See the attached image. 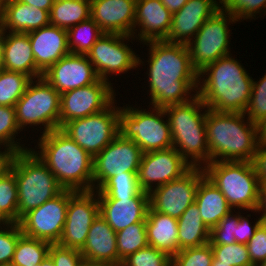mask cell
<instances>
[{"label": "cell", "mask_w": 266, "mask_h": 266, "mask_svg": "<svg viewBox=\"0 0 266 266\" xmlns=\"http://www.w3.org/2000/svg\"><path fill=\"white\" fill-rule=\"evenodd\" d=\"M144 44L149 46L150 55L147 61L150 104L164 108L194 98L197 95L198 73L192 67L187 45L165 40ZM192 91L195 93L191 94Z\"/></svg>", "instance_id": "6da1fadb"}, {"label": "cell", "mask_w": 266, "mask_h": 266, "mask_svg": "<svg viewBox=\"0 0 266 266\" xmlns=\"http://www.w3.org/2000/svg\"><path fill=\"white\" fill-rule=\"evenodd\" d=\"M252 83L253 78L243 65L227 55L198 73L196 94L210 110L244 113L250 101Z\"/></svg>", "instance_id": "7a4b0ae2"}, {"label": "cell", "mask_w": 266, "mask_h": 266, "mask_svg": "<svg viewBox=\"0 0 266 266\" xmlns=\"http://www.w3.org/2000/svg\"><path fill=\"white\" fill-rule=\"evenodd\" d=\"M37 145L33 151L64 189L93 190L94 158L60 128L42 134Z\"/></svg>", "instance_id": "3957f363"}, {"label": "cell", "mask_w": 266, "mask_h": 266, "mask_svg": "<svg viewBox=\"0 0 266 266\" xmlns=\"http://www.w3.org/2000/svg\"><path fill=\"white\" fill-rule=\"evenodd\" d=\"M244 113L207 109L206 135L210 162L250 161L257 150L258 127Z\"/></svg>", "instance_id": "277c9868"}, {"label": "cell", "mask_w": 266, "mask_h": 266, "mask_svg": "<svg viewBox=\"0 0 266 266\" xmlns=\"http://www.w3.org/2000/svg\"><path fill=\"white\" fill-rule=\"evenodd\" d=\"M207 109L198 95L189 102L164 107L173 147L192 167H205L210 163L205 121Z\"/></svg>", "instance_id": "5b68a950"}, {"label": "cell", "mask_w": 266, "mask_h": 266, "mask_svg": "<svg viewBox=\"0 0 266 266\" xmlns=\"http://www.w3.org/2000/svg\"><path fill=\"white\" fill-rule=\"evenodd\" d=\"M9 169L15 174L17 182L18 222L24 214L40 207L64 190L31 148L14 153Z\"/></svg>", "instance_id": "8992f818"}, {"label": "cell", "mask_w": 266, "mask_h": 266, "mask_svg": "<svg viewBox=\"0 0 266 266\" xmlns=\"http://www.w3.org/2000/svg\"><path fill=\"white\" fill-rule=\"evenodd\" d=\"M203 169L205 176L223 193L232 209L256 210L260 183L252 162L215 161Z\"/></svg>", "instance_id": "52a82bcc"}, {"label": "cell", "mask_w": 266, "mask_h": 266, "mask_svg": "<svg viewBox=\"0 0 266 266\" xmlns=\"http://www.w3.org/2000/svg\"><path fill=\"white\" fill-rule=\"evenodd\" d=\"M152 110L131 106L120 107L119 131L126 139H132L143 153L165 150L173 147L172 134L164 108Z\"/></svg>", "instance_id": "ba28073f"}, {"label": "cell", "mask_w": 266, "mask_h": 266, "mask_svg": "<svg viewBox=\"0 0 266 266\" xmlns=\"http://www.w3.org/2000/svg\"><path fill=\"white\" fill-rule=\"evenodd\" d=\"M15 110L17 124L22 130L27 125L41 127L42 124L41 133L46 134L60 128V93L44 77L31 80L16 102Z\"/></svg>", "instance_id": "9c48e42d"}, {"label": "cell", "mask_w": 266, "mask_h": 266, "mask_svg": "<svg viewBox=\"0 0 266 266\" xmlns=\"http://www.w3.org/2000/svg\"><path fill=\"white\" fill-rule=\"evenodd\" d=\"M228 22V23H227ZM238 22L220 8L209 17L187 44L194 70L199 73L219 58L230 55V23Z\"/></svg>", "instance_id": "30bf717a"}, {"label": "cell", "mask_w": 266, "mask_h": 266, "mask_svg": "<svg viewBox=\"0 0 266 266\" xmlns=\"http://www.w3.org/2000/svg\"><path fill=\"white\" fill-rule=\"evenodd\" d=\"M115 102L101 112L71 120L60 129L94 158L120 134V107Z\"/></svg>", "instance_id": "8fae6325"}, {"label": "cell", "mask_w": 266, "mask_h": 266, "mask_svg": "<svg viewBox=\"0 0 266 266\" xmlns=\"http://www.w3.org/2000/svg\"><path fill=\"white\" fill-rule=\"evenodd\" d=\"M135 39L132 35L108 34L101 36L87 56L101 80L109 81V75L126 73L143 64L139 55L124 43Z\"/></svg>", "instance_id": "7c38bea8"}, {"label": "cell", "mask_w": 266, "mask_h": 266, "mask_svg": "<svg viewBox=\"0 0 266 266\" xmlns=\"http://www.w3.org/2000/svg\"><path fill=\"white\" fill-rule=\"evenodd\" d=\"M143 152L132 139L119 134L94 157L93 190L100 189L111 177L128 173H138Z\"/></svg>", "instance_id": "4fadbf2b"}, {"label": "cell", "mask_w": 266, "mask_h": 266, "mask_svg": "<svg viewBox=\"0 0 266 266\" xmlns=\"http://www.w3.org/2000/svg\"><path fill=\"white\" fill-rule=\"evenodd\" d=\"M204 176L203 167H191L181 177L152 189L149 192L150 208L179 219L195 202L198 184Z\"/></svg>", "instance_id": "5bb4252c"}, {"label": "cell", "mask_w": 266, "mask_h": 266, "mask_svg": "<svg viewBox=\"0 0 266 266\" xmlns=\"http://www.w3.org/2000/svg\"><path fill=\"white\" fill-rule=\"evenodd\" d=\"M69 189L24 214L18 224L22 234L56 244L60 241L66 221Z\"/></svg>", "instance_id": "9a60e30c"}, {"label": "cell", "mask_w": 266, "mask_h": 266, "mask_svg": "<svg viewBox=\"0 0 266 266\" xmlns=\"http://www.w3.org/2000/svg\"><path fill=\"white\" fill-rule=\"evenodd\" d=\"M97 196V197H96ZM100 214L96 190L74 191L69 189L66 221L58 244L81 250L86 242L93 221Z\"/></svg>", "instance_id": "2e32d148"}, {"label": "cell", "mask_w": 266, "mask_h": 266, "mask_svg": "<svg viewBox=\"0 0 266 266\" xmlns=\"http://www.w3.org/2000/svg\"><path fill=\"white\" fill-rule=\"evenodd\" d=\"M111 82H97L60 95V128L67 122L106 109L115 99Z\"/></svg>", "instance_id": "e0dca14e"}, {"label": "cell", "mask_w": 266, "mask_h": 266, "mask_svg": "<svg viewBox=\"0 0 266 266\" xmlns=\"http://www.w3.org/2000/svg\"><path fill=\"white\" fill-rule=\"evenodd\" d=\"M191 167L174 147L143 153L137 173L140 188L149 193L154 187L181 177Z\"/></svg>", "instance_id": "ac0fdd59"}, {"label": "cell", "mask_w": 266, "mask_h": 266, "mask_svg": "<svg viewBox=\"0 0 266 266\" xmlns=\"http://www.w3.org/2000/svg\"><path fill=\"white\" fill-rule=\"evenodd\" d=\"M44 77L61 94L83 86L91 85L100 78L85 54H73L61 58L53 64Z\"/></svg>", "instance_id": "d6986e66"}, {"label": "cell", "mask_w": 266, "mask_h": 266, "mask_svg": "<svg viewBox=\"0 0 266 266\" xmlns=\"http://www.w3.org/2000/svg\"><path fill=\"white\" fill-rule=\"evenodd\" d=\"M220 3L216 0H188L172 14L171 28L165 41L187 45L204 22L221 8Z\"/></svg>", "instance_id": "ffe728a7"}, {"label": "cell", "mask_w": 266, "mask_h": 266, "mask_svg": "<svg viewBox=\"0 0 266 266\" xmlns=\"http://www.w3.org/2000/svg\"><path fill=\"white\" fill-rule=\"evenodd\" d=\"M136 0H91L90 17L104 33L133 35Z\"/></svg>", "instance_id": "44dd1931"}, {"label": "cell", "mask_w": 266, "mask_h": 266, "mask_svg": "<svg viewBox=\"0 0 266 266\" xmlns=\"http://www.w3.org/2000/svg\"><path fill=\"white\" fill-rule=\"evenodd\" d=\"M27 34L36 68L42 75L53 64L70 53L66 29L48 25Z\"/></svg>", "instance_id": "7402d4cb"}, {"label": "cell", "mask_w": 266, "mask_h": 266, "mask_svg": "<svg viewBox=\"0 0 266 266\" xmlns=\"http://www.w3.org/2000/svg\"><path fill=\"white\" fill-rule=\"evenodd\" d=\"M171 22L172 13L160 0H136L134 33L132 36L141 43L166 40ZM137 31L138 35H135Z\"/></svg>", "instance_id": "603a6c76"}, {"label": "cell", "mask_w": 266, "mask_h": 266, "mask_svg": "<svg viewBox=\"0 0 266 266\" xmlns=\"http://www.w3.org/2000/svg\"><path fill=\"white\" fill-rule=\"evenodd\" d=\"M100 215L118 232L131 224L146 220L149 209V193L142 191L136 197L98 199Z\"/></svg>", "instance_id": "cb8c5ba5"}, {"label": "cell", "mask_w": 266, "mask_h": 266, "mask_svg": "<svg viewBox=\"0 0 266 266\" xmlns=\"http://www.w3.org/2000/svg\"><path fill=\"white\" fill-rule=\"evenodd\" d=\"M80 252L88 261L118 264L116 232L100 214L91 224Z\"/></svg>", "instance_id": "d4e9b609"}, {"label": "cell", "mask_w": 266, "mask_h": 266, "mask_svg": "<svg viewBox=\"0 0 266 266\" xmlns=\"http://www.w3.org/2000/svg\"><path fill=\"white\" fill-rule=\"evenodd\" d=\"M4 70L21 72L32 79L42 77L37 70L27 33L2 31Z\"/></svg>", "instance_id": "484cf974"}, {"label": "cell", "mask_w": 266, "mask_h": 266, "mask_svg": "<svg viewBox=\"0 0 266 266\" xmlns=\"http://www.w3.org/2000/svg\"><path fill=\"white\" fill-rule=\"evenodd\" d=\"M50 25L49 11L8 0L2 13V31L29 33Z\"/></svg>", "instance_id": "4316f807"}, {"label": "cell", "mask_w": 266, "mask_h": 266, "mask_svg": "<svg viewBox=\"0 0 266 266\" xmlns=\"http://www.w3.org/2000/svg\"><path fill=\"white\" fill-rule=\"evenodd\" d=\"M146 234L149 246L165 252L171 258L179 251L178 219L149 207L146 217Z\"/></svg>", "instance_id": "83f0119b"}, {"label": "cell", "mask_w": 266, "mask_h": 266, "mask_svg": "<svg viewBox=\"0 0 266 266\" xmlns=\"http://www.w3.org/2000/svg\"><path fill=\"white\" fill-rule=\"evenodd\" d=\"M195 203L199 208L203 222L210 230L225 216L235 212L223 193L206 176L198 184Z\"/></svg>", "instance_id": "f1b7e54d"}, {"label": "cell", "mask_w": 266, "mask_h": 266, "mask_svg": "<svg viewBox=\"0 0 266 266\" xmlns=\"http://www.w3.org/2000/svg\"><path fill=\"white\" fill-rule=\"evenodd\" d=\"M210 241V229L203 222L197 204L192 203L178 219L179 251L203 246Z\"/></svg>", "instance_id": "f546056e"}, {"label": "cell", "mask_w": 266, "mask_h": 266, "mask_svg": "<svg viewBox=\"0 0 266 266\" xmlns=\"http://www.w3.org/2000/svg\"><path fill=\"white\" fill-rule=\"evenodd\" d=\"M50 25L68 30L91 15V0H54L49 12Z\"/></svg>", "instance_id": "4dcf8cb0"}, {"label": "cell", "mask_w": 266, "mask_h": 266, "mask_svg": "<svg viewBox=\"0 0 266 266\" xmlns=\"http://www.w3.org/2000/svg\"><path fill=\"white\" fill-rule=\"evenodd\" d=\"M67 34L70 53L87 55L95 42L105 33L90 17L69 28Z\"/></svg>", "instance_id": "1f68e13d"}, {"label": "cell", "mask_w": 266, "mask_h": 266, "mask_svg": "<svg viewBox=\"0 0 266 266\" xmlns=\"http://www.w3.org/2000/svg\"><path fill=\"white\" fill-rule=\"evenodd\" d=\"M51 243L22 234L15 247L13 266H34L49 254Z\"/></svg>", "instance_id": "d6a6232c"}, {"label": "cell", "mask_w": 266, "mask_h": 266, "mask_svg": "<svg viewBox=\"0 0 266 266\" xmlns=\"http://www.w3.org/2000/svg\"><path fill=\"white\" fill-rule=\"evenodd\" d=\"M118 264L136 251L148 246L146 220L129 225L116 232Z\"/></svg>", "instance_id": "836d02e7"}, {"label": "cell", "mask_w": 266, "mask_h": 266, "mask_svg": "<svg viewBox=\"0 0 266 266\" xmlns=\"http://www.w3.org/2000/svg\"><path fill=\"white\" fill-rule=\"evenodd\" d=\"M0 223H18L17 182L10 169L0 177Z\"/></svg>", "instance_id": "e575fe53"}, {"label": "cell", "mask_w": 266, "mask_h": 266, "mask_svg": "<svg viewBox=\"0 0 266 266\" xmlns=\"http://www.w3.org/2000/svg\"><path fill=\"white\" fill-rule=\"evenodd\" d=\"M142 191L138 182L137 173L128 172L111 177L100 189L96 190L98 199L136 197Z\"/></svg>", "instance_id": "d590c367"}, {"label": "cell", "mask_w": 266, "mask_h": 266, "mask_svg": "<svg viewBox=\"0 0 266 266\" xmlns=\"http://www.w3.org/2000/svg\"><path fill=\"white\" fill-rule=\"evenodd\" d=\"M32 78L21 72L0 71V106L15 107Z\"/></svg>", "instance_id": "8d00e7d4"}, {"label": "cell", "mask_w": 266, "mask_h": 266, "mask_svg": "<svg viewBox=\"0 0 266 266\" xmlns=\"http://www.w3.org/2000/svg\"><path fill=\"white\" fill-rule=\"evenodd\" d=\"M18 131L22 130L17 124L15 107L0 106V149L3 146L15 153L27 150L24 144L15 141Z\"/></svg>", "instance_id": "74e56055"}, {"label": "cell", "mask_w": 266, "mask_h": 266, "mask_svg": "<svg viewBox=\"0 0 266 266\" xmlns=\"http://www.w3.org/2000/svg\"><path fill=\"white\" fill-rule=\"evenodd\" d=\"M213 257L231 266H253L246 244L211 245Z\"/></svg>", "instance_id": "f35d334b"}, {"label": "cell", "mask_w": 266, "mask_h": 266, "mask_svg": "<svg viewBox=\"0 0 266 266\" xmlns=\"http://www.w3.org/2000/svg\"><path fill=\"white\" fill-rule=\"evenodd\" d=\"M244 114L257 125L266 119V73L259 81L253 79L250 101Z\"/></svg>", "instance_id": "ab89813d"}, {"label": "cell", "mask_w": 266, "mask_h": 266, "mask_svg": "<svg viewBox=\"0 0 266 266\" xmlns=\"http://www.w3.org/2000/svg\"><path fill=\"white\" fill-rule=\"evenodd\" d=\"M213 251L211 244L180 250L172 257L171 266H211Z\"/></svg>", "instance_id": "60d3db41"}, {"label": "cell", "mask_w": 266, "mask_h": 266, "mask_svg": "<svg viewBox=\"0 0 266 266\" xmlns=\"http://www.w3.org/2000/svg\"><path fill=\"white\" fill-rule=\"evenodd\" d=\"M221 8L239 20L254 19L256 14H266V0H218ZM263 8V9H262ZM254 16V17H253Z\"/></svg>", "instance_id": "b9f144b4"}, {"label": "cell", "mask_w": 266, "mask_h": 266, "mask_svg": "<svg viewBox=\"0 0 266 266\" xmlns=\"http://www.w3.org/2000/svg\"><path fill=\"white\" fill-rule=\"evenodd\" d=\"M172 258L155 247L147 246L122 261L124 266H171Z\"/></svg>", "instance_id": "7bdbcfd3"}, {"label": "cell", "mask_w": 266, "mask_h": 266, "mask_svg": "<svg viewBox=\"0 0 266 266\" xmlns=\"http://www.w3.org/2000/svg\"><path fill=\"white\" fill-rule=\"evenodd\" d=\"M21 235L18 223H0V265L11 264L16 244Z\"/></svg>", "instance_id": "ee69618b"}, {"label": "cell", "mask_w": 266, "mask_h": 266, "mask_svg": "<svg viewBox=\"0 0 266 266\" xmlns=\"http://www.w3.org/2000/svg\"><path fill=\"white\" fill-rule=\"evenodd\" d=\"M236 214L231 212L210 230L209 243L211 245L236 243V239L233 234L236 231V226L238 225L240 219V212H237Z\"/></svg>", "instance_id": "f6af8a7d"}, {"label": "cell", "mask_w": 266, "mask_h": 266, "mask_svg": "<svg viewBox=\"0 0 266 266\" xmlns=\"http://www.w3.org/2000/svg\"><path fill=\"white\" fill-rule=\"evenodd\" d=\"M246 246L253 266H259L266 260V221L258 225Z\"/></svg>", "instance_id": "bcb514c9"}, {"label": "cell", "mask_w": 266, "mask_h": 266, "mask_svg": "<svg viewBox=\"0 0 266 266\" xmlns=\"http://www.w3.org/2000/svg\"><path fill=\"white\" fill-rule=\"evenodd\" d=\"M48 256L55 266H80L83 257L80 250L51 244Z\"/></svg>", "instance_id": "7dc6e473"}, {"label": "cell", "mask_w": 266, "mask_h": 266, "mask_svg": "<svg viewBox=\"0 0 266 266\" xmlns=\"http://www.w3.org/2000/svg\"><path fill=\"white\" fill-rule=\"evenodd\" d=\"M262 221L263 219L260 216L252 226L249 219L247 217H244L240 213V219L238 225L236 226V231L233 234L236 239V242L246 244L254 235L255 230Z\"/></svg>", "instance_id": "c3c4849f"}, {"label": "cell", "mask_w": 266, "mask_h": 266, "mask_svg": "<svg viewBox=\"0 0 266 266\" xmlns=\"http://www.w3.org/2000/svg\"><path fill=\"white\" fill-rule=\"evenodd\" d=\"M252 164L260 184H266V145L258 144Z\"/></svg>", "instance_id": "681fc988"}, {"label": "cell", "mask_w": 266, "mask_h": 266, "mask_svg": "<svg viewBox=\"0 0 266 266\" xmlns=\"http://www.w3.org/2000/svg\"><path fill=\"white\" fill-rule=\"evenodd\" d=\"M3 149L4 151H0V177L9 170L10 163L15 153L10 149Z\"/></svg>", "instance_id": "f907efd6"}, {"label": "cell", "mask_w": 266, "mask_h": 266, "mask_svg": "<svg viewBox=\"0 0 266 266\" xmlns=\"http://www.w3.org/2000/svg\"><path fill=\"white\" fill-rule=\"evenodd\" d=\"M254 212H262L261 217L266 221V184H259L258 204Z\"/></svg>", "instance_id": "816d5d0a"}, {"label": "cell", "mask_w": 266, "mask_h": 266, "mask_svg": "<svg viewBox=\"0 0 266 266\" xmlns=\"http://www.w3.org/2000/svg\"><path fill=\"white\" fill-rule=\"evenodd\" d=\"M19 1H21L22 3H26L29 6H34L36 8H40L49 12L54 3V0H19Z\"/></svg>", "instance_id": "f5cc1de1"}, {"label": "cell", "mask_w": 266, "mask_h": 266, "mask_svg": "<svg viewBox=\"0 0 266 266\" xmlns=\"http://www.w3.org/2000/svg\"><path fill=\"white\" fill-rule=\"evenodd\" d=\"M162 4L172 13L178 12L188 0H160Z\"/></svg>", "instance_id": "db71d44e"}, {"label": "cell", "mask_w": 266, "mask_h": 266, "mask_svg": "<svg viewBox=\"0 0 266 266\" xmlns=\"http://www.w3.org/2000/svg\"><path fill=\"white\" fill-rule=\"evenodd\" d=\"M258 142L266 145V119L261 121L258 125Z\"/></svg>", "instance_id": "11a10c76"}, {"label": "cell", "mask_w": 266, "mask_h": 266, "mask_svg": "<svg viewBox=\"0 0 266 266\" xmlns=\"http://www.w3.org/2000/svg\"><path fill=\"white\" fill-rule=\"evenodd\" d=\"M80 266H111V264L105 262H93L83 259Z\"/></svg>", "instance_id": "9f6ffc18"}, {"label": "cell", "mask_w": 266, "mask_h": 266, "mask_svg": "<svg viewBox=\"0 0 266 266\" xmlns=\"http://www.w3.org/2000/svg\"><path fill=\"white\" fill-rule=\"evenodd\" d=\"M1 70H4V54H3L2 33L0 35V71Z\"/></svg>", "instance_id": "6f0895ef"}, {"label": "cell", "mask_w": 266, "mask_h": 266, "mask_svg": "<svg viewBox=\"0 0 266 266\" xmlns=\"http://www.w3.org/2000/svg\"><path fill=\"white\" fill-rule=\"evenodd\" d=\"M34 266H55L52 259L47 256L41 263L35 264Z\"/></svg>", "instance_id": "680465c9"}, {"label": "cell", "mask_w": 266, "mask_h": 266, "mask_svg": "<svg viewBox=\"0 0 266 266\" xmlns=\"http://www.w3.org/2000/svg\"><path fill=\"white\" fill-rule=\"evenodd\" d=\"M211 266H231L229 264L221 263L219 260L213 257L212 265Z\"/></svg>", "instance_id": "91938a15"}, {"label": "cell", "mask_w": 266, "mask_h": 266, "mask_svg": "<svg viewBox=\"0 0 266 266\" xmlns=\"http://www.w3.org/2000/svg\"><path fill=\"white\" fill-rule=\"evenodd\" d=\"M7 1L8 0H0V15H2Z\"/></svg>", "instance_id": "94428289"}, {"label": "cell", "mask_w": 266, "mask_h": 266, "mask_svg": "<svg viewBox=\"0 0 266 266\" xmlns=\"http://www.w3.org/2000/svg\"><path fill=\"white\" fill-rule=\"evenodd\" d=\"M2 33V15H0V35Z\"/></svg>", "instance_id": "6125c7cd"}, {"label": "cell", "mask_w": 266, "mask_h": 266, "mask_svg": "<svg viewBox=\"0 0 266 266\" xmlns=\"http://www.w3.org/2000/svg\"><path fill=\"white\" fill-rule=\"evenodd\" d=\"M111 266H124L122 263L119 264H112Z\"/></svg>", "instance_id": "be15d7a7"}, {"label": "cell", "mask_w": 266, "mask_h": 266, "mask_svg": "<svg viewBox=\"0 0 266 266\" xmlns=\"http://www.w3.org/2000/svg\"><path fill=\"white\" fill-rule=\"evenodd\" d=\"M259 266H266V260L263 263H261Z\"/></svg>", "instance_id": "e7e4bbea"}, {"label": "cell", "mask_w": 266, "mask_h": 266, "mask_svg": "<svg viewBox=\"0 0 266 266\" xmlns=\"http://www.w3.org/2000/svg\"><path fill=\"white\" fill-rule=\"evenodd\" d=\"M0 266H13L12 264H1Z\"/></svg>", "instance_id": "03108f58"}]
</instances>
